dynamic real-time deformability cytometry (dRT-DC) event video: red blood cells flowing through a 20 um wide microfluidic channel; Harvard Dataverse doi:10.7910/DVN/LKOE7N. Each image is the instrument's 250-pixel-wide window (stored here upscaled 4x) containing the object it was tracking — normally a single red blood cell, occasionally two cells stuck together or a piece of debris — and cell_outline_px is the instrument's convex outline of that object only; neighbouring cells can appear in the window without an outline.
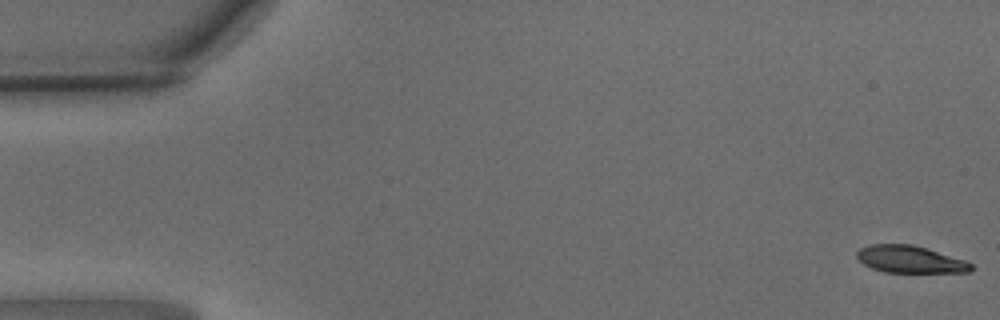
{"species": "common noctule bat (a hibernating species)", "species_latin": "Nyctalus noctula", "temperature_condition": "warm", "stored_images_in_passage": 49, "camera_frame_rate_fps": 3000, "um_per_image_px": 0.085, "animal": {"sex": "male", "body_mass_g": 15.6}, "frame": {"image": 1, "passage_image": 1, "time_ms": 0.0, "image_size_px": [1000, 320], "cell_outline_px": [[972, 268], [968, 272], [884, 272], [872, 268], [864, 264], [856, 256], [856, 252], [860, 248], [868, 244], [912, 244], [928, 248], [964, 260], [972, 264]], "centroid_in_image_um": [77.32, 22.03], "position_along_channel_um": 7.7, "area_um2": 18.03}}
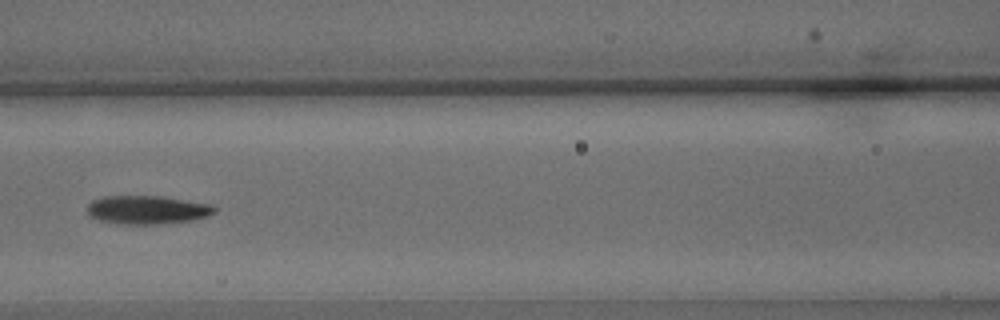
{"frame": {"image": 2, "passage_image": 22, "time_ms": 7.0, "image_size_px": [1000, 320], "cell_outline_px": [[216, 212], [208, 216], [192, 220], [164, 224], [120, 224], [96, 220], [88, 216], [88, 204], [92, 200], [104, 196], [160, 196], [212, 204], [216, 208]], "centroid_in_image_um": [12.5, 17.84], "position_along_channel_um": 154.1, "area_um2": 21.39}}
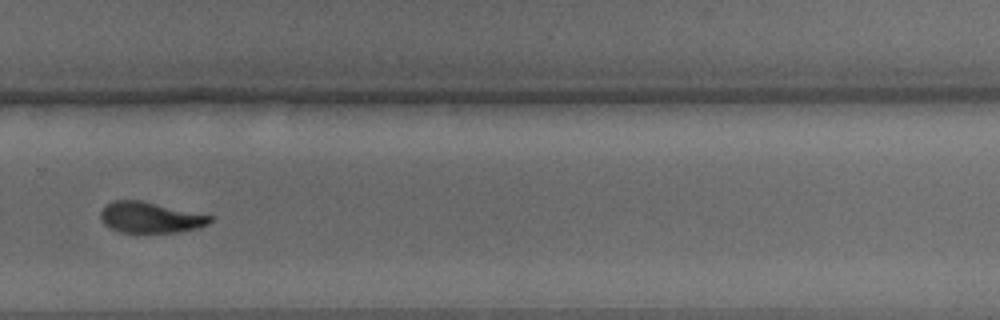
{"frame": {"image": 3, "passage_image": 34, "time_ms": 11.0, "image_size_px": [1000, 320], "cell_outline_px": [[212, 220], [208, 224], [196, 228], [180, 232], [120, 232], [108, 228], [104, 224], [100, 216], [100, 212], [112, 200], [140, 200], [212, 216]], "centroid_in_image_um": [12.74, 18.49], "position_along_channel_um": 317.1, "area_um2": 19.48}, "authors_computed_cell_mechanics": {"area_um2": 20.519, "velocity_mm_per_s": 4.0897, "shape_relaxation_time_tau1_ms": 4.5318, "shape_relaxation_time_tau2_ms": 2.0249, "deformation_change_tau1": 0.1778, "deformation_change_tau2": 0.0853}}